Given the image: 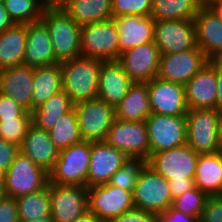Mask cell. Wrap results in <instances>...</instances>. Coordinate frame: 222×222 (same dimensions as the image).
<instances>
[{
    "label": "cell",
    "mask_w": 222,
    "mask_h": 222,
    "mask_svg": "<svg viewBox=\"0 0 222 222\" xmlns=\"http://www.w3.org/2000/svg\"><path fill=\"white\" fill-rule=\"evenodd\" d=\"M101 60L76 57L60 63L62 87L74 104L98 98Z\"/></svg>",
    "instance_id": "1"
},
{
    "label": "cell",
    "mask_w": 222,
    "mask_h": 222,
    "mask_svg": "<svg viewBox=\"0 0 222 222\" xmlns=\"http://www.w3.org/2000/svg\"><path fill=\"white\" fill-rule=\"evenodd\" d=\"M41 21L49 31L59 63L81 56V26L62 8H45Z\"/></svg>",
    "instance_id": "2"
},
{
    "label": "cell",
    "mask_w": 222,
    "mask_h": 222,
    "mask_svg": "<svg viewBox=\"0 0 222 222\" xmlns=\"http://www.w3.org/2000/svg\"><path fill=\"white\" fill-rule=\"evenodd\" d=\"M91 157V141L83 140L59 151L49 174V183L87 187V175Z\"/></svg>",
    "instance_id": "3"
},
{
    "label": "cell",
    "mask_w": 222,
    "mask_h": 222,
    "mask_svg": "<svg viewBox=\"0 0 222 222\" xmlns=\"http://www.w3.org/2000/svg\"><path fill=\"white\" fill-rule=\"evenodd\" d=\"M218 109H188L186 114V144L196 153H216L220 150Z\"/></svg>",
    "instance_id": "4"
},
{
    "label": "cell",
    "mask_w": 222,
    "mask_h": 222,
    "mask_svg": "<svg viewBox=\"0 0 222 222\" xmlns=\"http://www.w3.org/2000/svg\"><path fill=\"white\" fill-rule=\"evenodd\" d=\"M82 57L101 61L119 58V33L113 19L81 26Z\"/></svg>",
    "instance_id": "5"
},
{
    "label": "cell",
    "mask_w": 222,
    "mask_h": 222,
    "mask_svg": "<svg viewBox=\"0 0 222 222\" xmlns=\"http://www.w3.org/2000/svg\"><path fill=\"white\" fill-rule=\"evenodd\" d=\"M133 201L136 209L156 214L166 211L173 201L168 180L146 163L139 173Z\"/></svg>",
    "instance_id": "6"
},
{
    "label": "cell",
    "mask_w": 222,
    "mask_h": 222,
    "mask_svg": "<svg viewBox=\"0 0 222 222\" xmlns=\"http://www.w3.org/2000/svg\"><path fill=\"white\" fill-rule=\"evenodd\" d=\"M48 183L49 174L19 152L5 173V195L16 199L44 189Z\"/></svg>",
    "instance_id": "7"
},
{
    "label": "cell",
    "mask_w": 222,
    "mask_h": 222,
    "mask_svg": "<svg viewBox=\"0 0 222 222\" xmlns=\"http://www.w3.org/2000/svg\"><path fill=\"white\" fill-rule=\"evenodd\" d=\"M104 141L120 150L130 160L147 161L150 158L145 121L126 122L115 119Z\"/></svg>",
    "instance_id": "8"
},
{
    "label": "cell",
    "mask_w": 222,
    "mask_h": 222,
    "mask_svg": "<svg viewBox=\"0 0 222 222\" xmlns=\"http://www.w3.org/2000/svg\"><path fill=\"white\" fill-rule=\"evenodd\" d=\"M150 156L186 144V116L151 113L145 120Z\"/></svg>",
    "instance_id": "9"
},
{
    "label": "cell",
    "mask_w": 222,
    "mask_h": 222,
    "mask_svg": "<svg viewBox=\"0 0 222 222\" xmlns=\"http://www.w3.org/2000/svg\"><path fill=\"white\" fill-rule=\"evenodd\" d=\"M80 133L85 141H104L116 119L115 107L100 99L74 104Z\"/></svg>",
    "instance_id": "10"
},
{
    "label": "cell",
    "mask_w": 222,
    "mask_h": 222,
    "mask_svg": "<svg viewBox=\"0 0 222 222\" xmlns=\"http://www.w3.org/2000/svg\"><path fill=\"white\" fill-rule=\"evenodd\" d=\"M88 211L102 221H112L117 216L135 209L133 192L109 183L87 188Z\"/></svg>",
    "instance_id": "11"
},
{
    "label": "cell",
    "mask_w": 222,
    "mask_h": 222,
    "mask_svg": "<svg viewBox=\"0 0 222 222\" xmlns=\"http://www.w3.org/2000/svg\"><path fill=\"white\" fill-rule=\"evenodd\" d=\"M199 153L187 144L154 153L147 164L166 180L194 179Z\"/></svg>",
    "instance_id": "12"
},
{
    "label": "cell",
    "mask_w": 222,
    "mask_h": 222,
    "mask_svg": "<svg viewBox=\"0 0 222 222\" xmlns=\"http://www.w3.org/2000/svg\"><path fill=\"white\" fill-rule=\"evenodd\" d=\"M48 190L54 222H73L88 212L87 187L48 183Z\"/></svg>",
    "instance_id": "13"
},
{
    "label": "cell",
    "mask_w": 222,
    "mask_h": 222,
    "mask_svg": "<svg viewBox=\"0 0 222 222\" xmlns=\"http://www.w3.org/2000/svg\"><path fill=\"white\" fill-rule=\"evenodd\" d=\"M154 43L161 54L194 49L197 46L194 20H155Z\"/></svg>",
    "instance_id": "14"
},
{
    "label": "cell",
    "mask_w": 222,
    "mask_h": 222,
    "mask_svg": "<svg viewBox=\"0 0 222 222\" xmlns=\"http://www.w3.org/2000/svg\"><path fill=\"white\" fill-rule=\"evenodd\" d=\"M208 62L198 46L187 51L161 54L157 77L185 85Z\"/></svg>",
    "instance_id": "15"
},
{
    "label": "cell",
    "mask_w": 222,
    "mask_h": 222,
    "mask_svg": "<svg viewBox=\"0 0 222 222\" xmlns=\"http://www.w3.org/2000/svg\"><path fill=\"white\" fill-rule=\"evenodd\" d=\"M152 113L168 116H186L188 107L182 84L153 78L147 82Z\"/></svg>",
    "instance_id": "16"
},
{
    "label": "cell",
    "mask_w": 222,
    "mask_h": 222,
    "mask_svg": "<svg viewBox=\"0 0 222 222\" xmlns=\"http://www.w3.org/2000/svg\"><path fill=\"white\" fill-rule=\"evenodd\" d=\"M161 53L154 42H147L121 53L118 62L133 82L157 77Z\"/></svg>",
    "instance_id": "17"
},
{
    "label": "cell",
    "mask_w": 222,
    "mask_h": 222,
    "mask_svg": "<svg viewBox=\"0 0 222 222\" xmlns=\"http://www.w3.org/2000/svg\"><path fill=\"white\" fill-rule=\"evenodd\" d=\"M128 161L120 150L105 141L91 142V157L87 175V188L108 184L112 175Z\"/></svg>",
    "instance_id": "18"
},
{
    "label": "cell",
    "mask_w": 222,
    "mask_h": 222,
    "mask_svg": "<svg viewBox=\"0 0 222 222\" xmlns=\"http://www.w3.org/2000/svg\"><path fill=\"white\" fill-rule=\"evenodd\" d=\"M184 87L188 109H217L216 68L209 62Z\"/></svg>",
    "instance_id": "19"
},
{
    "label": "cell",
    "mask_w": 222,
    "mask_h": 222,
    "mask_svg": "<svg viewBox=\"0 0 222 222\" xmlns=\"http://www.w3.org/2000/svg\"><path fill=\"white\" fill-rule=\"evenodd\" d=\"M34 67L18 65L0 70V93L32 111Z\"/></svg>",
    "instance_id": "20"
},
{
    "label": "cell",
    "mask_w": 222,
    "mask_h": 222,
    "mask_svg": "<svg viewBox=\"0 0 222 222\" xmlns=\"http://www.w3.org/2000/svg\"><path fill=\"white\" fill-rule=\"evenodd\" d=\"M134 82L117 61H102L99 70L98 99L116 107Z\"/></svg>",
    "instance_id": "21"
},
{
    "label": "cell",
    "mask_w": 222,
    "mask_h": 222,
    "mask_svg": "<svg viewBox=\"0 0 222 222\" xmlns=\"http://www.w3.org/2000/svg\"><path fill=\"white\" fill-rule=\"evenodd\" d=\"M112 19L119 33V56L133 47L154 42L155 20L151 16L122 15Z\"/></svg>",
    "instance_id": "22"
},
{
    "label": "cell",
    "mask_w": 222,
    "mask_h": 222,
    "mask_svg": "<svg viewBox=\"0 0 222 222\" xmlns=\"http://www.w3.org/2000/svg\"><path fill=\"white\" fill-rule=\"evenodd\" d=\"M59 63L56 60L49 31L40 20L27 24V41L23 64L42 67Z\"/></svg>",
    "instance_id": "23"
},
{
    "label": "cell",
    "mask_w": 222,
    "mask_h": 222,
    "mask_svg": "<svg viewBox=\"0 0 222 222\" xmlns=\"http://www.w3.org/2000/svg\"><path fill=\"white\" fill-rule=\"evenodd\" d=\"M20 152L29 157L37 166L49 173L58 158L49 133L31 124L20 146Z\"/></svg>",
    "instance_id": "24"
},
{
    "label": "cell",
    "mask_w": 222,
    "mask_h": 222,
    "mask_svg": "<svg viewBox=\"0 0 222 222\" xmlns=\"http://www.w3.org/2000/svg\"><path fill=\"white\" fill-rule=\"evenodd\" d=\"M196 43L209 59L222 49V21L206 5H202L194 17Z\"/></svg>",
    "instance_id": "25"
},
{
    "label": "cell",
    "mask_w": 222,
    "mask_h": 222,
    "mask_svg": "<svg viewBox=\"0 0 222 222\" xmlns=\"http://www.w3.org/2000/svg\"><path fill=\"white\" fill-rule=\"evenodd\" d=\"M116 119L126 122H143L152 113L147 82H134L127 95L115 107Z\"/></svg>",
    "instance_id": "26"
},
{
    "label": "cell",
    "mask_w": 222,
    "mask_h": 222,
    "mask_svg": "<svg viewBox=\"0 0 222 222\" xmlns=\"http://www.w3.org/2000/svg\"><path fill=\"white\" fill-rule=\"evenodd\" d=\"M27 41V24L14 23L0 33V70L22 65Z\"/></svg>",
    "instance_id": "27"
},
{
    "label": "cell",
    "mask_w": 222,
    "mask_h": 222,
    "mask_svg": "<svg viewBox=\"0 0 222 222\" xmlns=\"http://www.w3.org/2000/svg\"><path fill=\"white\" fill-rule=\"evenodd\" d=\"M194 184L209 196H218L222 188V157L219 152L199 154Z\"/></svg>",
    "instance_id": "28"
},
{
    "label": "cell",
    "mask_w": 222,
    "mask_h": 222,
    "mask_svg": "<svg viewBox=\"0 0 222 222\" xmlns=\"http://www.w3.org/2000/svg\"><path fill=\"white\" fill-rule=\"evenodd\" d=\"M62 9L79 26L112 19V0H69Z\"/></svg>",
    "instance_id": "29"
},
{
    "label": "cell",
    "mask_w": 222,
    "mask_h": 222,
    "mask_svg": "<svg viewBox=\"0 0 222 222\" xmlns=\"http://www.w3.org/2000/svg\"><path fill=\"white\" fill-rule=\"evenodd\" d=\"M63 90L61 64L34 68L32 111Z\"/></svg>",
    "instance_id": "30"
},
{
    "label": "cell",
    "mask_w": 222,
    "mask_h": 222,
    "mask_svg": "<svg viewBox=\"0 0 222 222\" xmlns=\"http://www.w3.org/2000/svg\"><path fill=\"white\" fill-rule=\"evenodd\" d=\"M74 108L70 96L63 90L49 97L42 105L31 111L32 124L36 127L50 131L58 119Z\"/></svg>",
    "instance_id": "31"
},
{
    "label": "cell",
    "mask_w": 222,
    "mask_h": 222,
    "mask_svg": "<svg viewBox=\"0 0 222 222\" xmlns=\"http://www.w3.org/2000/svg\"><path fill=\"white\" fill-rule=\"evenodd\" d=\"M201 3L198 0H152L154 20H194Z\"/></svg>",
    "instance_id": "32"
},
{
    "label": "cell",
    "mask_w": 222,
    "mask_h": 222,
    "mask_svg": "<svg viewBox=\"0 0 222 222\" xmlns=\"http://www.w3.org/2000/svg\"><path fill=\"white\" fill-rule=\"evenodd\" d=\"M48 133L58 151L82 142L83 138L80 133L77 114L74 108L62 115Z\"/></svg>",
    "instance_id": "33"
},
{
    "label": "cell",
    "mask_w": 222,
    "mask_h": 222,
    "mask_svg": "<svg viewBox=\"0 0 222 222\" xmlns=\"http://www.w3.org/2000/svg\"><path fill=\"white\" fill-rule=\"evenodd\" d=\"M20 220H36L51 217V201L48 185L37 192L16 198Z\"/></svg>",
    "instance_id": "34"
},
{
    "label": "cell",
    "mask_w": 222,
    "mask_h": 222,
    "mask_svg": "<svg viewBox=\"0 0 222 222\" xmlns=\"http://www.w3.org/2000/svg\"><path fill=\"white\" fill-rule=\"evenodd\" d=\"M3 5L16 24L40 21L45 9L40 0H3Z\"/></svg>",
    "instance_id": "35"
},
{
    "label": "cell",
    "mask_w": 222,
    "mask_h": 222,
    "mask_svg": "<svg viewBox=\"0 0 222 222\" xmlns=\"http://www.w3.org/2000/svg\"><path fill=\"white\" fill-rule=\"evenodd\" d=\"M209 197L210 196L207 193L194 186L181 196L173 199L171 206L184 214L201 218L203 209Z\"/></svg>",
    "instance_id": "36"
},
{
    "label": "cell",
    "mask_w": 222,
    "mask_h": 222,
    "mask_svg": "<svg viewBox=\"0 0 222 222\" xmlns=\"http://www.w3.org/2000/svg\"><path fill=\"white\" fill-rule=\"evenodd\" d=\"M146 163L147 161L142 159L128 161L112 175L109 184L133 192L139 173Z\"/></svg>",
    "instance_id": "37"
},
{
    "label": "cell",
    "mask_w": 222,
    "mask_h": 222,
    "mask_svg": "<svg viewBox=\"0 0 222 222\" xmlns=\"http://www.w3.org/2000/svg\"><path fill=\"white\" fill-rule=\"evenodd\" d=\"M31 124L32 117L0 120V139L20 147Z\"/></svg>",
    "instance_id": "38"
},
{
    "label": "cell",
    "mask_w": 222,
    "mask_h": 222,
    "mask_svg": "<svg viewBox=\"0 0 222 222\" xmlns=\"http://www.w3.org/2000/svg\"><path fill=\"white\" fill-rule=\"evenodd\" d=\"M152 0H112L114 17L122 15L151 16Z\"/></svg>",
    "instance_id": "39"
},
{
    "label": "cell",
    "mask_w": 222,
    "mask_h": 222,
    "mask_svg": "<svg viewBox=\"0 0 222 222\" xmlns=\"http://www.w3.org/2000/svg\"><path fill=\"white\" fill-rule=\"evenodd\" d=\"M19 117H32V114L12 98L0 93V120H9Z\"/></svg>",
    "instance_id": "40"
},
{
    "label": "cell",
    "mask_w": 222,
    "mask_h": 222,
    "mask_svg": "<svg viewBox=\"0 0 222 222\" xmlns=\"http://www.w3.org/2000/svg\"><path fill=\"white\" fill-rule=\"evenodd\" d=\"M200 222H222V197L210 196L207 199Z\"/></svg>",
    "instance_id": "41"
},
{
    "label": "cell",
    "mask_w": 222,
    "mask_h": 222,
    "mask_svg": "<svg viewBox=\"0 0 222 222\" xmlns=\"http://www.w3.org/2000/svg\"><path fill=\"white\" fill-rule=\"evenodd\" d=\"M19 152V146L0 139V169L6 172Z\"/></svg>",
    "instance_id": "42"
},
{
    "label": "cell",
    "mask_w": 222,
    "mask_h": 222,
    "mask_svg": "<svg viewBox=\"0 0 222 222\" xmlns=\"http://www.w3.org/2000/svg\"><path fill=\"white\" fill-rule=\"evenodd\" d=\"M111 222H158V220L156 213L135 208L117 216Z\"/></svg>",
    "instance_id": "43"
},
{
    "label": "cell",
    "mask_w": 222,
    "mask_h": 222,
    "mask_svg": "<svg viewBox=\"0 0 222 222\" xmlns=\"http://www.w3.org/2000/svg\"><path fill=\"white\" fill-rule=\"evenodd\" d=\"M0 222H20L16 199L5 197L0 201Z\"/></svg>",
    "instance_id": "44"
},
{
    "label": "cell",
    "mask_w": 222,
    "mask_h": 222,
    "mask_svg": "<svg viewBox=\"0 0 222 222\" xmlns=\"http://www.w3.org/2000/svg\"><path fill=\"white\" fill-rule=\"evenodd\" d=\"M158 222H200V218L184 214L170 206L166 211L157 213Z\"/></svg>",
    "instance_id": "45"
},
{
    "label": "cell",
    "mask_w": 222,
    "mask_h": 222,
    "mask_svg": "<svg viewBox=\"0 0 222 222\" xmlns=\"http://www.w3.org/2000/svg\"><path fill=\"white\" fill-rule=\"evenodd\" d=\"M168 185L170 187L172 199L181 196L183 193L195 186L194 179L168 180Z\"/></svg>",
    "instance_id": "46"
},
{
    "label": "cell",
    "mask_w": 222,
    "mask_h": 222,
    "mask_svg": "<svg viewBox=\"0 0 222 222\" xmlns=\"http://www.w3.org/2000/svg\"><path fill=\"white\" fill-rule=\"evenodd\" d=\"M14 24L7 10L4 8L3 2L0 3V33L8 29Z\"/></svg>",
    "instance_id": "47"
},
{
    "label": "cell",
    "mask_w": 222,
    "mask_h": 222,
    "mask_svg": "<svg viewBox=\"0 0 222 222\" xmlns=\"http://www.w3.org/2000/svg\"><path fill=\"white\" fill-rule=\"evenodd\" d=\"M217 78V109L222 110V69L216 68Z\"/></svg>",
    "instance_id": "48"
},
{
    "label": "cell",
    "mask_w": 222,
    "mask_h": 222,
    "mask_svg": "<svg viewBox=\"0 0 222 222\" xmlns=\"http://www.w3.org/2000/svg\"><path fill=\"white\" fill-rule=\"evenodd\" d=\"M206 6L212 10L222 21V0H212Z\"/></svg>",
    "instance_id": "49"
},
{
    "label": "cell",
    "mask_w": 222,
    "mask_h": 222,
    "mask_svg": "<svg viewBox=\"0 0 222 222\" xmlns=\"http://www.w3.org/2000/svg\"><path fill=\"white\" fill-rule=\"evenodd\" d=\"M45 8H62L69 0H40Z\"/></svg>",
    "instance_id": "50"
},
{
    "label": "cell",
    "mask_w": 222,
    "mask_h": 222,
    "mask_svg": "<svg viewBox=\"0 0 222 222\" xmlns=\"http://www.w3.org/2000/svg\"><path fill=\"white\" fill-rule=\"evenodd\" d=\"M208 60L213 67L222 69V49L218 50Z\"/></svg>",
    "instance_id": "51"
},
{
    "label": "cell",
    "mask_w": 222,
    "mask_h": 222,
    "mask_svg": "<svg viewBox=\"0 0 222 222\" xmlns=\"http://www.w3.org/2000/svg\"><path fill=\"white\" fill-rule=\"evenodd\" d=\"M73 222H102L96 215L91 212H86L83 216L77 218Z\"/></svg>",
    "instance_id": "52"
},
{
    "label": "cell",
    "mask_w": 222,
    "mask_h": 222,
    "mask_svg": "<svg viewBox=\"0 0 222 222\" xmlns=\"http://www.w3.org/2000/svg\"><path fill=\"white\" fill-rule=\"evenodd\" d=\"M218 136H219L220 145L222 146V110H220V117L218 123Z\"/></svg>",
    "instance_id": "53"
},
{
    "label": "cell",
    "mask_w": 222,
    "mask_h": 222,
    "mask_svg": "<svg viewBox=\"0 0 222 222\" xmlns=\"http://www.w3.org/2000/svg\"><path fill=\"white\" fill-rule=\"evenodd\" d=\"M20 222H54V221L51 219V217H46V218H40L36 220H29V221L20 220Z\"/></svg>",
    "instance_id": "54"
},
{
    "label": "cell",
    "mask_w": 222,
    "mask_h": 222,
    "mask_svg": "<svg viewBox=\"0 0 222 222\" xmlns=\"http://www.w3.org/2000/svg\"><path fill=\"white\" fill-rule=\"evenodd\" d=\"M5 171L0 169V185H4V181H5Z\"/></svg>",
    "instance_id": "55"
},
{
    "label": "cell",
    "mask_w": 222,
    "mask_h": 222,
    "mask_svg": "<svg viewBox=\"0 0 222 222\" xmlns=\"http://www.w3.org/2000/svg\"><path fill=\"white\" fill-rule=\"evenodd\" d=\"M6 197L4 185H0V201H2Z\"/></svg>",
    "instance_id": "56"
},
{
    "label": "cell",
    "mask_w": 222,
    "mask_h": 222,
    "mask_svg": "<svg viewBox=\"0 0 222 222\" xmlns=\"http://www.w3.org/2000/svg\"><path fill=\"white\" fill-rule=\"evenodd\" d=\"M201 5H207L208 3H210L212 0H198Z\"/></svg>",
    "instance_id": "57"
},
{
    "label": "cell",
    "mask_w": 222,
    "mask_h": 222,
    "mask_svg": "<svg viewBox=\"0 0 222 222\" xmlns=\"http://www.w3.org/2000/svg\"><path fill=\"white\" fill-rule=\"evenodd\" d=\"M219 153H220V155L222 157V146L220 147Z\"/></svg>",
    "instance_id": "58"
},
{
    "label": "cell",
    "mask_w": 222,
    "mask_h": 222,
    "mask_svg": "<svg viewBox=\"0 0 222 222\" xmlns=\"http://www.w3.org/2000/svg\"><path fill=\"white\" fill-rule=\"evenodd\" d=\"M218 196H219V197H222V188H221V191H220V193H219Z\"/></svg>",
    "instance_id": "59"
}]
</instances>
